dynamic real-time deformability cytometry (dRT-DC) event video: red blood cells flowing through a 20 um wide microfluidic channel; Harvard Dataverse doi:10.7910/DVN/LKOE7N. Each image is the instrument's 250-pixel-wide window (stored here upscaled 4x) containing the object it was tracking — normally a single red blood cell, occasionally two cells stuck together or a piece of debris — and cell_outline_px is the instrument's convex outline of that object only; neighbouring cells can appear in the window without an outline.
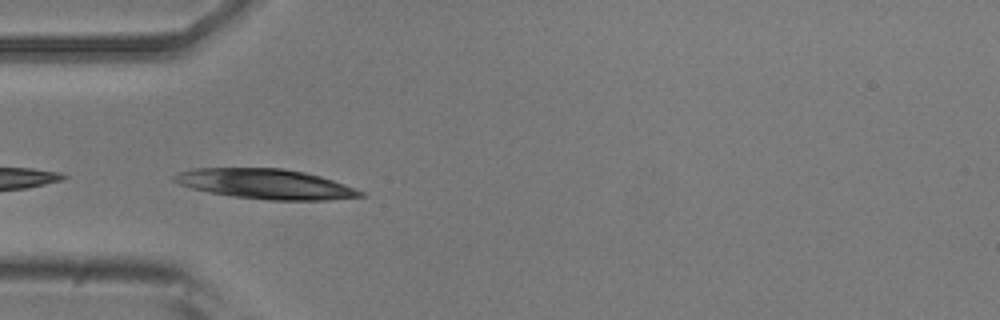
{"species": "common noctule bat (a hibernating species)", "species_latin": "Nyctalus noctula", "temperature_condition": "room temperature", "stored_images_in_passage": 34, "camera_frame_rate_fps": 3000, "um_per_image_px": 0.085, "animal": {"sex": "male", "body_mass_g": 20.5, "forearm_length_mm": 52.5}, "frame": {"image": 1, "passage_image": 1, "time_ms": 0.0, "image_size_px": [1000, 320], "cell_outline_px": [[368, 196], [328, 200], [268, 200], [232, 196], [208, 192], [192, 188], [180, 184], [172, 180], [172, 176], [180, 172], [192, 168], [284, 168], [304, 172], [320, 176], [344, 184], [364, 192]], "centroid_in_image_um": [22.59, 15.64], "position_along_channel_um": 62.4, "area_um2": 32.54}}
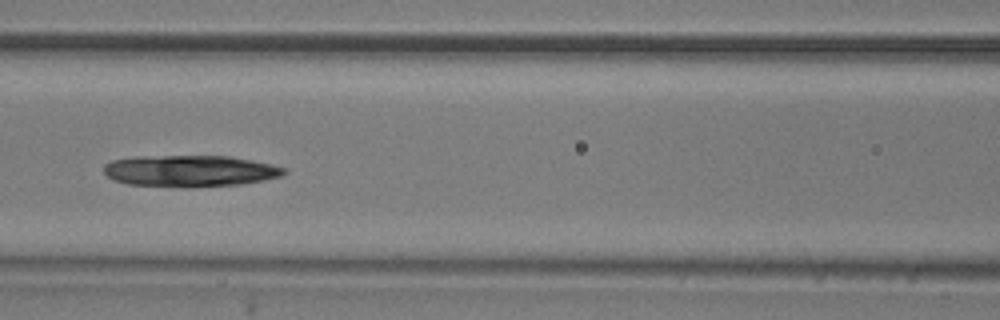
{"frame": {"image": 2, "passage_image": 8, "time_ms": 2.333, "image_size_px": [1000, 320], "cell_outline_px": [[288, 172], [284, 176], [264, 180], [240, 184], [188, 188], [128, 184], [116, 180], [108, 176], [104, 172], [104, 164], [112, 160], [136, 156], [228, 156], [252, 160], [284, 168]], "centroid_in_image_um": [16.15, 14.53], "position_along_channel_um": 150.4, "area_um2": 33.23}}
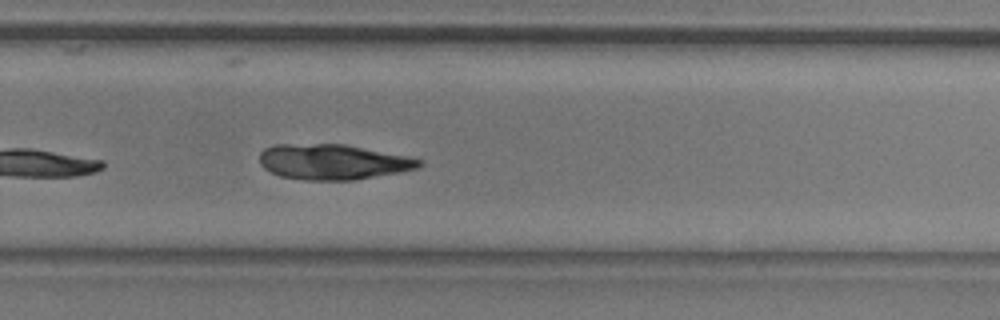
{"frame": {"image": 3, "passage_image": 20, "time_ms": 6.333, "image_size_px": [1000, 320], "cell_outline_px": [[424, 164], [420, 168], [400, 172], [352, 180], [304, 180], [280, 176], [264, 168], [260, 164], [260, 152], [264, 148], [272, 144], [344, 144], [408, 156], [424, 160]], "centroid_in_image_um": [28.31, 13.75], "position_along_channel_um": 301.5, "area_um2": 33.06}}